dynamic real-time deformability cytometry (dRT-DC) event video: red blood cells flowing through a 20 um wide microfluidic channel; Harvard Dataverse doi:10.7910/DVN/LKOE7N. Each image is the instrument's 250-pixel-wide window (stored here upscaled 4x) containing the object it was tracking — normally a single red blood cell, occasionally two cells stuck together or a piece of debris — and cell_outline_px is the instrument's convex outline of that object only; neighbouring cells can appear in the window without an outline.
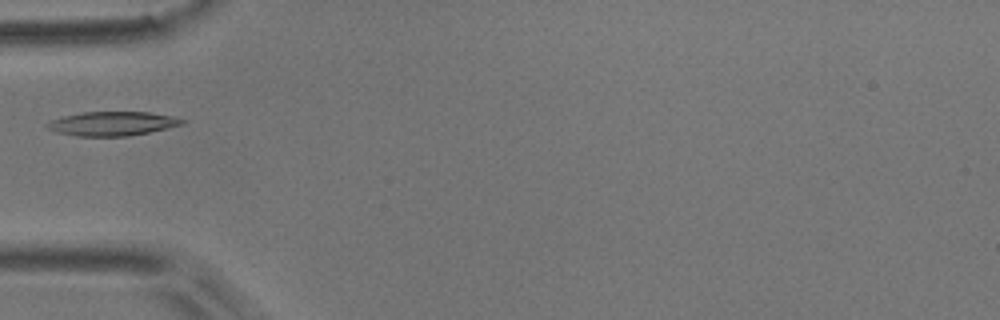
{"species": "common noctule bat (a hibernating species)", "species_latin": "Nyctalus noctula", "temperature_condition": "room temperature", "stored_images_in_passage": 4, "camera_frame_rate_fps": 3000, "um_per_image_px": 0.085, "animal": {"sex": "male", "body_mass_g": 17.9}, "frame": {"image": 1, "passage_image": 4, "time_ms": 1.0, "image_size_px": [1000, 320], "cell_outline_px": [[188, 120], [184, 124], [168, 128], [128, 136], [76, 136], [56, 132], [48, 128], [44, 124], [52, 120], [64, 116], [84, 112], [148, 112], [172, 116]], "centroid_in_image_um": [9.57, 10.51], "position_along_channel_um": 75.4, "area_um2": 18.9}}